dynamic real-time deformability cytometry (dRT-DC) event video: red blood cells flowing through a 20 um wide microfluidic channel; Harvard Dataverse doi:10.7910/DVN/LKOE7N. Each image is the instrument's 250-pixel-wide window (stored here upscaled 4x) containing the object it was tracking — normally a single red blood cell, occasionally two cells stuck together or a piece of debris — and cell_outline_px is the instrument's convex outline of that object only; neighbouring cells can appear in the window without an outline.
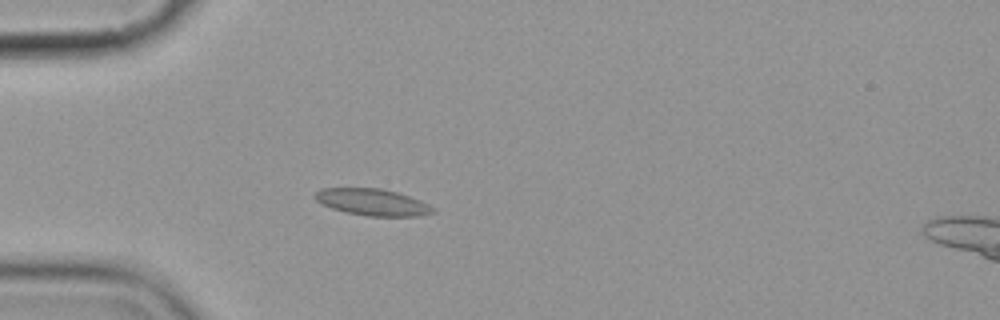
{"species": "common noctule bat (a hibernating species)", "species_latin": "Nyctalus noctula", "temperature_condition": "cold", "stored_images_in_passage": 6, "camera_frame_rate_fps": 3000, "um_per_image_px": 0.085, "animal": {"sex": "female", "body_mass_g": 19.9}, "frame": {"image": 1, "passage_image": 5, "time_ms": 4.667, "image_size_px": [1000, 320], "cell_outline_px": [[436, 212], [420, 216], [368, 216], [348, 212], [332, 208], [320, 204], [312, 196], [320, 188], [384, 188], [420, 200], [436, 208]], "centroid_in_image_um": [31.66, 17.18], "position_along_channel_um": 53.3, "area_um2": 18.44}}